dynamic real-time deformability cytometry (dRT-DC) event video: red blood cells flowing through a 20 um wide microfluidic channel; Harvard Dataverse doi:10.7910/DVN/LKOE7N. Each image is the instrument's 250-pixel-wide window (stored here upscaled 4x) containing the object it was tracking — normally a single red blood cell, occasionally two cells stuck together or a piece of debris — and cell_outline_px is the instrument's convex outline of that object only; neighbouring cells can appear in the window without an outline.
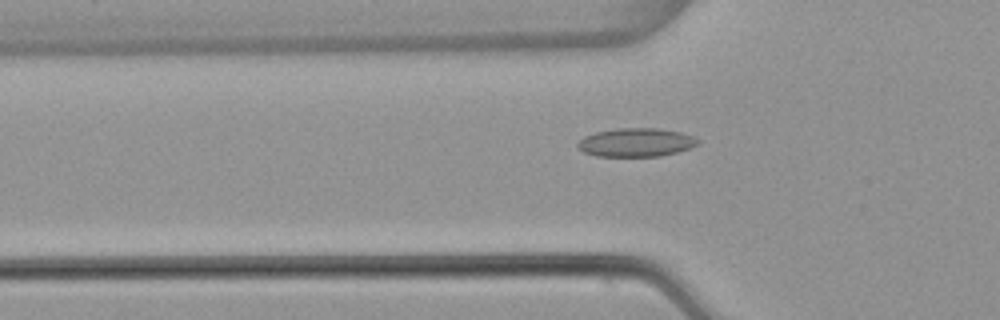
{"species": "common noctule bat (a hibernating species)", "species_latin": "Nyctalus noctula", "temperature_condition": "warm", "stored_images_in_passage": 53, "camera_frame_rate_fps": 3000, "um_per_image_px": 0.085, "animal": {"sex": "female", "body_mass_g": 22.7, "forearm_length_mm": 54.2}, "frame": {"image": 1, "passage_image": 18, "time_ms": 5.667, "image_size_px": [1000, 320], "cell_outline_px": [[700, 144], [676, 152], [660, 156], [596, 156], [584, 152], [576, 144], [584, 136], [596, 132], [616, 128], [656, 128], [680, 132], [692, 136], [700, 140]], "centroid_in_image_um": [54.06, 12.1], "position_along_channel_um": 71.7, "area_um2": 19.88}}
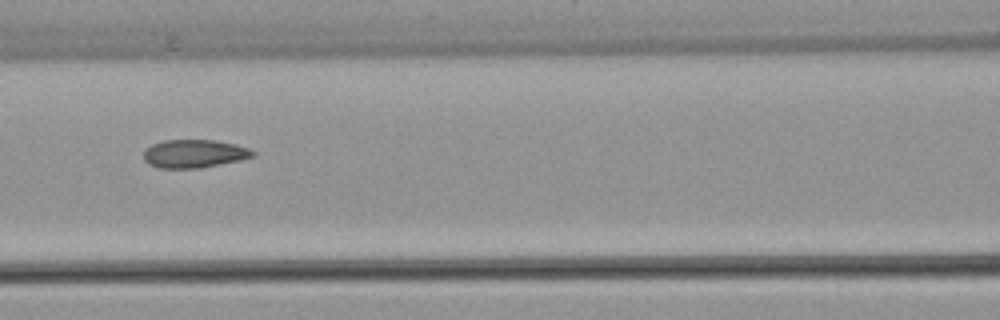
{"frame": {"image": 2, "passage_image": 24, "time_ms": 7.667, "image_size_px": [1000, 320], "cell_outline_px": [[256, 156], [240, 160], [200, 168], [160, 168], [148, 164], [144, 160], [144, 152], [152, 144], [164, 140], [216, 140], [236, 144], [248, 148], [256, 152]], "centroid_in_image_um": [16.54, 13.06], "position_along_channel_um": 150.1, "area_um2": 17.98}}
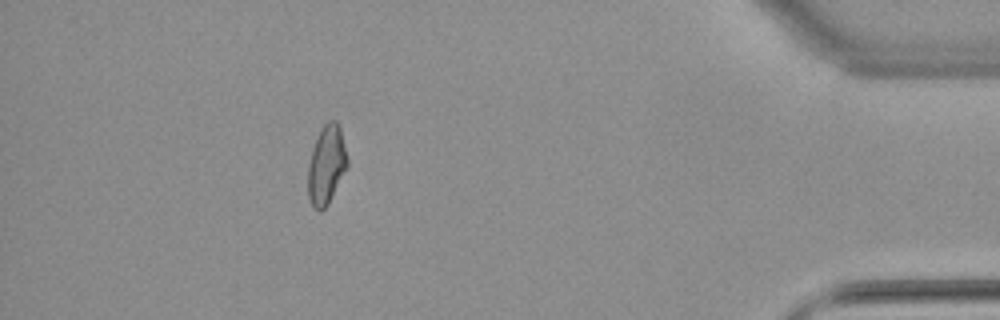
{"frame": {"image": 3, "passage_image": 48, "time_ms": 15.667, "image_size_px": [1000, 320], "cell_outline_px": [[348, 164], [328, 204], [320, 212], [312, 208], [308, 196], [308, 164], [312, 148], [324, 124], [328, 120], [336, 120], [340, 128], [348, 160]], "centroid_in_image_um": [27.73, 14.04], "position_along_channel_um": 407.5, "area_um2": 17.92}, "authors_computed_cell_mechanics": {"area_um2": 18.207, "velocity_mm_per_s": 3.8787, "shape_relaxation_time_tau1_ms": null, "shape_relaxation_time_tau2_ms": 2.0905, "deformation_change_tau1": null, "deformation_change_tau2": 0.0857}}